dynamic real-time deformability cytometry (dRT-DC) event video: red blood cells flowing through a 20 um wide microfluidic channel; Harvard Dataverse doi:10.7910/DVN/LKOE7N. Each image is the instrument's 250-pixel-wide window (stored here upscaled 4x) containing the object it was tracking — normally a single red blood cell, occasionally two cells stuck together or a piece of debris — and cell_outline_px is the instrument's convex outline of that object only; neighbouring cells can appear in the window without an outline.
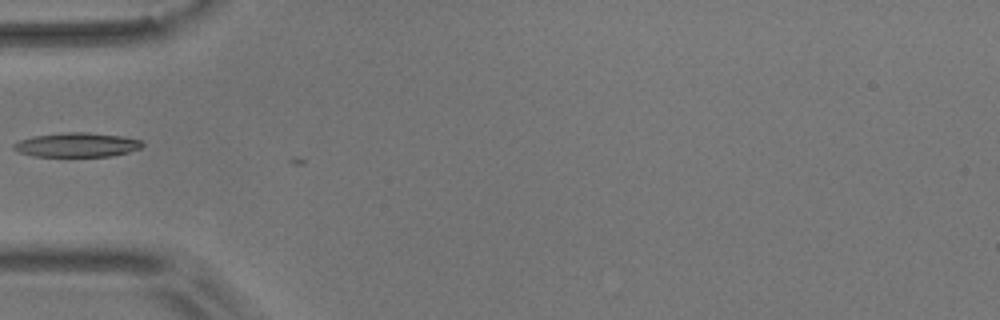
{"species": "common noctule bat (a hibernating species)", "species_latin": "Nyctalus noctula", "temperature_condition": "room temperature", "stored_images_in_passage": 3, "camera_frame_rate_fps": 3000, "um_per_image_px": 0.085, "animal": {"sex": "male", "body_mass_g": 17.9}, "frame": {"image": 1, "passage_image": 1, "time_ms": 0.0, "image_size_px": [1000, 320], "cell_outline_px": [[144, 144], [140, 148], [128, 152], [112, 156], [32, 156], [20, 152], [12, 148], [12, 144], [20, 140], [32, 136], [64, 132], [88, 132], [124, 136], [140, 140]], "centroid_in_image_um": [6.53, 12.3], "position_along_channel_um": 78.5, "area_um2": 18.26}}